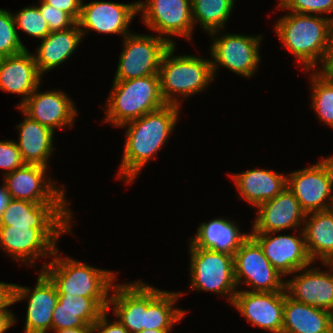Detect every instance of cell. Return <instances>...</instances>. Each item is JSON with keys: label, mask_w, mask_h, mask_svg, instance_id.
<instances>
[{"label": "cell", "mask_w": 333, "mask_h": 333, "mask_svg": "<svg viewBox=\"0 0 333 333\" xmlns=\"http://www.w3.org/2000/svg\"><path fill=\"white\" fill-rule=\"evenodd\" d=\"M180 106L166 104L121 127L126 129L119 179L131 183L140 171L168 141L178 121Z\"/></svg>", "instance_id": "cell-1"}, {"label": "cell", "mask_w": 333, "mask_h": 333, "mask_svg": "<svg viewBox=\"0 0 333 333\" xmlns=\"http://www.w3.org/2000/svg\"><path fill=\"white\" fill-rule=\"evenodd\" d=\"M288 12L274 25L277 36L303 70H319L317 64L323 65L328 55L333 18Z\"/></svg>", "instance_id": "cell-2"}, {"label": "cell", "mask_w": 333, "mask_h": 333, "mask_svg": "<svg viewBox=\"0 0 333 333\" xmlns=\"http://www.w3.org/2000/svg\"><path fill=\"white\" fill-rule=\"evenodd\" d=\"M56 249L49 263L41 271L55 285L58 296L109 298L116 282V274L87 265L71 257L61 258Z\"/></svg>", "instance_id": "cell-3"}, {"label": "cell", "mask_w": 333, "mask_h": 333, "mask_svg": "<svg viewBox=\"0 0 333 333\" xmlns=\"http://www.w3.org/2000/svg\"><path fill=\"white\" fill-rule=\"evenodd\" d=\"M105 106V123L114 126L138 119L166 105L160 90L159 74L136 79L113 81Z\"/></svg>", "instance_id": "cell-4"}, {"label": "cell", "mask_w": 333, "mask_h": 333, "mask_svg": "<svg viewBox=\"0 0 333 333\" xmlns=\"http://www.w3.org/2000/svg\"><path fill=\"white\" fill-rule=\"evenodd\" d=\"M175 47L172 44L164 53L158 74L165 103L180 106L179 97L185 99L201 92L215 79L211 59L194 55L173 56Z\"/></svg>", "instance_id": "cell-5"}, {"label": "cell", "mask_w": 333, "mask_h": 333, "mask_svg": "<svg viewBox=\"0 0 333 333\" xmlns=\"http://www.w3.org/2000/svg\"><path fill=\"white\" fill-rule=\"evenodd\" d=\"M189 248L191 289L228 296V300L232 304L238 291L233 255L199 248L191 241Z\"/></svg>", "instance_id": "cell-6"}, {"label": "cell", "mask_w": 333, "mask_h": 333, "mask_svg": "<svg viewBox=\"0 0 333 333\" xmlns=\"http://www.w3.org/2000/svg\"><path fill=\"white\" fill-rule=\"evenodd\" d=\"M287 188L307 213L333 208V156L287 175Z\"/></svg>", "instance_id": "cell-7"}, {"label": "cell", "mask_w": 333, "mask_h": 333, "mask_svg": "<svg viewBox=\"0 0 333 333\" xmlns=\"http://www.w3.org/2000/svg\"><path fill=\"white\" fill-rule=\"evenodd\" d=\"M113 81H124L158 74L162 57L172 45L159 35L128 34L124 38Z\"/></svg>", "instance_id": "cell-8"}, {"label": "cell", "mask_w": 333, "mask_h": 333, "mask_svg": "<svg viewBox=\"0 0 333 333\" xmlns=\"http://www.w3.org/2000/svg\"><path fill=\"white\" fill-rule=\"evenodd\" d=\"M219 32L221 33L220 30L210 33L213 38L210 54L214 79L221 65L245 78L254 76L261 58L259 47L263 36L221 34L222 37H217Z\"/></svg>", "instance_id": "cell-9"}, {"label": "cell", "mask_w": 333, "mask_h": 333, "mask_svg": "<svg viewBox=\"0 0 333 333\" xmlns=\"http://www.w3.org/2000/svg\"><path fill=\"white\" fill-rule=\"evenodd\" d=\"M236 286L243 282L252 292L284 291L282 276L265 257L260 245L249 235L233 254Z\"/></svg>", "instance_id": "cell-10"}, {"label": "cell", "mask_w": 333, "mask_h": 333, "mask_svg": "<svg viewBox=\"0 0 333 333\" xmlns=\"http://www.w3.org/2000/svg\"><path fill=\"white\" fill-rule=\"evenodd\" d=\"M71 229H36L21 226H0V247L17 262L35 266V260L53 256L57 239ZM51 255V256H50Z\"/></svg>", "instance_id": "cell-11"}, {"label": "cell", "mask_w": 333, "mask_h": 333, "mask_svg": "<svg viewBox=\"0 0 333 333\" xmlns=\"http://www.w3.org/2000/svg\"><path fill=\"white\" fill-rule=\"evenodd\" d=\"M148 28L157 32L160 37L175 44L173 36L193 39L194 29L191 0H146L138 1V13ZM169 37H166V36Z\"/></svg>", "instance_id": "cell-12"}, {"label": "cell", "mask_w": 333, "mask_h": 333, "mask_svg": "<svg viewBox=\"0 0 333 333\" xmlns=\"http://www.w3.org/2000/svg\"><path fill=\"white\" fill-rule=\"evenodd\" d=\"M69 203H33L11 199L0 218V226L36 229H71Z\"/></svg>", "instance_id": "cell-13"}, {"label": "cell", "mask_w": 333, "mask_h": 333, "mask_svg": "<svg viewBox=\"0 0 333 333\" xmlns=\"http://www.w3.org/2000/svg\"><path fill=\"white\" fill-rule=\"evenodd\" d=\"M47 168L24 164L5 175L4 184L11 199L33 203H68L64 187H56L54 181L46 177Z\"/></svg>", "instance_id": "cell-14"}, {"label": "cell", "mask_w": 333, "mask_h": 333, "mask_svg": "<svg viewBox=\"0 0 333 333\" xmlns=\"http://www.w3.org/2000/svg\"><path fill=\"white\" fill-rule=\"evenodd\" d=\"M141 281L129 284H114L109 297V309L118 321L130 332L145 330L147 306L162 292ZM113 305V307H112Z\"/></svg>", "instance_id": "cell-15"}, {"label": "cell", "mask_w": 333, "mask_h": 333, "mask_svg": "<svg viewBox=\"0 0 333 333\" xmlns=\"http://www.w3.org/2000/svg\"><path fill=\"white\" fill-rule=\"evenodd\" d=\"M300 230L302 232L297 237L283 234L274 236L276 232L249 235L260 245L272 266L282 276H288L313 263L306 249L303 230Z\"/></svg>", "instance_id": "cell-16"}, {"label": "cell", "mask_w": 333, "mask_h": 333, "mask_svg": "<svg viewBox=\"0 0 333 333\" xmlns=\"http://www.w3.org/2000/svg\"><path fill=\"white\" fill-rule=\"evenodd\" d=\"M285 290L274 292H252L238 290L232 306L253 326L282 333Z\"/></svg>", "instance_id": "cell-17"}, {"label": "cell", "mask_w": 333, "mask_h": 333, "mask_svg": "<svg viewBox=\"0 0 333 333\" xmlns=\"http://www.w3.org/2000/svg\"><path fill=\"white\" fill-rule=\"evenodd\" d=\"M138 13V2L114 3L106 1H93L82 3L81 15L78 25L82 35L92 30L105 34H120L125 37L130 34L129 24Z\"/></svg>", "instance_id": "cell-18"}, {"label": "cell", "mask_w": 333, "mask_h": 333, "mask_svg": "<svg viewBox=\"0 0 333 333\" xmlns=\"http://www.w3.org/2000/svg\"><path fill=\"white\" fill-rule=\"evenodd\" d=\"M28 299L25 333H48L52 331L53 312L58 301L55 285L42 272H39L34 289L14 287V303ZM48 331V332H47Z\"/></svg>", "instance_id": "cell-19"}, {"label": "cell", "mask_w": 333, "mask_h": 333, "mask_svg": "<svg viewBox=\"0 0 333 333\" xmlns=\"http://www.w3.org/2000/svg\"><path fill=\"white\" fill-rule=\"evenodd\" d=\"M18 109L54 132L57 128L72 126L78 114L75 104L66 93L59 90L40 92L39 86Z\"/></svg>", "instance_id": "cell-20"}, {"label": "cell", "mask_w": 333, "mask_h": 333, "mask_svg": "<svg viewBox=\"0 0 333 333\" xmlns=\"http://www.w3.org/2000/svg\"><path fill=\"white\" fill-rule=\"evenodd\" d=\"M257 208L258 214L255 216L251 233H279L286 229H297L304 224L306 217V212L288 188Z\"/></svg>", "instance_id": "cell-21"}, {"label": "cell", "mask_w": 333, "mask_h": 333, "mask_svg": "<svg viewBox=\"0 0 333 333\" xmlns=\"http://www.w3.org/2000/svg\"><path fill=\"white\" fill-rule=\"evenodd\" d=\"M328 269L326 272L311 266L299 269L297 276L295 272L285 282L287 294L296 301L333 313V272Z\"/></svg>", "instance_id": "cell-22"}, {"label": "cell", "mask_w": 333, "mask_h": 333, "mask_svg": "<svg viewBox=\"0 0 333 333\" xmlns=\"http://www.w3.org/2000/svg\"><path fill=\"white\" fill-rule=\"evenodd\" d=\"M34 54L26 48L21 53L0 58V90L22 96L19 107L41 85Z\"/></svg>", "instance_id": "cell-23"}, {"label": "cell", "mask_w": 333, "mask_h": 333, "mask_svg": "<svg viewBox=\"0 0 333 333\" xmlns=\"http://www.w3.org/2000/svg\"><path fill=\"white\" fill-rule=\"evenodd\" d=\"M109 298L58 296L53 317L52 331L92 327L100 315L108 310Z\"/></svg>", "instance_id": "cell-24"}, {"label": "cell", "mask_w": 333, "mask_h": 333, "mask_svg": "<svg viewBox=\"0 0 333 333\" xmlns=\"http://www.w3.org/2000/svg\"><path fill=\"white\" fill-rule=\"evenodd\" d=\"M240 196L252 208L275 198L287 188V176L268 169H251L230 175Z\"/></svg>", "instance_id": "cell-25"}, {"label": "cell", "mask_w": 333, "mask_h": 333, "mask_svg": "<svg viewBox=\"0 0 333 333\" xmlns=\"http://www.w3.org/2000/svg\"><path fill=\"white\" fill-rule=\"evenodd\" d=\"M333 313L291 298L285 290L282 333H331Z\"/></svg>", "instance_id": "cell-26"}, {"label": "cell", "mask_w": 333, "mask_h": 333, "mask_svg": "<svg viewBox=\"0 0 333 333\" xmlns=\"http://www.w3.org/2000/svg\"><path fill=\"white\" fill-rule=\"evenodd\" d=\"M17 125L19 140L16 141L21 158L25 164H37L47 167V162L55 150L54 131L25 115Z\"/></svg>", "instance_id": "cell-27"}, {"label": "cell", "mask_w": 333, "mask_h": 333, "mask_svg": "<svg viewBox=\"0 0 333 333\" xmlns=\"http://www.w3.org/2000/svg\"><path fill=\"white\" fill-rule=\"evenodd\" d=\"M83 38L78 23L63 31L50 32L37 48L34 55L39 73L51 71L64 63L81 43Z\"/></svg>", "instance_id": "cell-28"}, {"label": "cell", "mask_w": 333, "mask_h": 333, "mask_svg": "<svg viewBox=\"0 0 333 333\" xmlns=\"http://www.w3.org/2000/svg\"><path fill=\"white\" fill-rule=\"evenodd\" d=\"M239 229L234 221L224 219V217L215 218L200 224L197 234L191 239V242L199 248L233 255L249 236V233H242Z\"/></svg>", "instance_id": "cell-29"}, {"label": "cell", "mask_w": 333, "mask_h": 333, "mask_svg": "<svg viewBox=\"0 0 333 333\" xmlns=\"http://www.w3.org/2000/svg\"><path fill=\"white\" fill-rule=\"evenodd\" d=\"M302 230L308 255L326 263L333 257V208L306 214Z\"/></svg>", "instance_id": "cell-30"}, {"label": "cell", "mask_w": 333, "mask_h": 333, "mask_svg": "<svg viewBox=\"0 0 333 333\" xmlns=\"http://www.w3.org/2000/svg\"><path fill=\"white\" fill-rule=\"evenodd\" d=\"M183 293L162 291L146 309L147 329L172 330L175 323H178L185 315V310L174 308L178 298Z\"/></svg>", "instance_id": "cell-31"}, {"label": "cell", "mask_w": 333, "mask_h": 333, "mask_svg": "<svg viewBox=\"0 0 333 333\" xmlns=\"http://www.w3.org/2000/svg\"><path fill=\"white\" fill-rule=\"evenodd\" d=\"M193 24L199 23L209 34L225 29L235 0H191Z\"/></svg>", "instance_id": "cell-32"}, {"label": "cell", "mask_w": 333, "mask_h": 333, "mask_svg": "<svg viewBox=\"0 0 333 333\" xmlns=\"http://www.w3.org/2000/svg\"><path fill=\"white\" fill-rule=\"evenodd\" d=\"M314 71L312 75L310 74L311 106L319 120L333 128V78L326 76L320 70Z\"/></svg>", "instance_id": "cell-33"}, {"label": "cell", "mask_w": 333, "mask_h": 333, "mask_svg": "<svg viewBox=\"0 0 333 333\" xmlns=\"http://www.w3.org/2000/svg\"><path fill=\"white\" fill-rule=\"evenodd\" d=\"M17 30L13 14L0 8V58L21 53L26 49Z\"/></svg>", "instance_id": "cell-34"}, {"label": "cell", "mask_w": 333, "mask_h": 333, "mask_svg": "<svg viewBox=\"0 0 333 333\" xmlns=\"http://www.w3.org/2000/svg\"><path fill=\"white\" fill-rule=\"evenodd\" d=\"M12 14L16 28L28 33V35L44 39L50 33L47 22L43 18L37 5L24 7L19 12Z\"/></svg>", "instance_id": "cell-35"}, {"label": "cell", "mask_w": 333, "mask_h": 333, "mask_svg": "<svg viewBox=\"0 0 333 333\" xmlns=\"http://www.w3.org/2000/svg\"><path fill=\"white\" fill-rule=\"evenodd\" d=\"M278 8L300 14H333V0H280Z\"/></svg>", "instance_id": "cell-36"}, {"label": "cell", "mask_w": 333, "mask_h": 333, "mask_svg": "<svg viewBox=\"0 0 333 333\" xmlns=\"http://www.w3.org/2000/svg\"><path fill=\"white\" fill-rule=\"evenodd\" d=\"M39 10L47 22L50 32L63 31L74 26L77 22L66 12L40 0Z\"/></svg>", "instance_id": "cell-37"}, {"label": "cell", "mask_w": 333, "mask_h": 333, "mask_svg": "<svg viewBox=\"0 0 333 333\" xmlns=\"http://www.w3.org/2000/svg\"><path fill=\"white\" fill-rule=\"evenodd\" d=\"M24 164L16 140H0V168L6 171L3 175L13 172Z\"/></svg>", "instance_id": "cell-38"}, {"label": "cell", "mask_w": 333, "mask_h": 333, "mask_svg": "<svg viewBox=\"0 0 333 333\" xmlns=\"http://www.w3.org/2000/svg\"><path fill=\"white\" fill-rule=\"evenodd\" d=\"M108 310H105L99 319L92 325V332L95 333H130L118 319L113 322L108 321Z\"/></svg>", "instance_id": "cell-39"}, {"label": "cell", "mask_w": 333, "mask_h": 333, "mask_svg": "<svg viewBox=\"0 0 333 333\" xmlns=\"http://www.w3.org/2000/svg\"><path fill=\"white\" fill-rule=\"evenodd\" d=\"M45 4L51 5L59 10L68 13L76 22L81 15L83 0H42Z\"/></svg>", "instance_id": "cell-40"}, {"label": "cell", "mask_w": 333, "mask_h": 333, "mask_svg": "<svg viewBox=\"0 0 333 333\" xmlns=\"http://www.w3.org/2000/svg\"><path fill=\"white\" fill-rule=\"evenodd\" d=\"M14 287L13 283L0 282V313L8 312L14 304Z\"/></svg>", "instance_id": "cell-41"}, {"label": "cell", "mask_w": 333, "mask_h": 333, "mask_svg": "<svg viewBox=\"0 0 333 333\" xmlns=\"http://www.w3.org/2000/svg\"><path fill=\"white\" fill-rule=\"evenodd\" d=\"M319 70L326 76L333 78V26H332L331 40H330L328 55H327L325 63Z\"/></svg>", "instance_id": "cell-42"}, {"label": "cell", "mask_w": 333, "mask_h": 333, "mask_svg": "<svg viewBox=\"0 0 333 333\" xmlns=\"http://www.w3.org/2000/svg\"><path fill=\"white\" fill-rule=\"evenodd\" d=\"M15 322H17L15 315L10 310L0 313V333H5Z\"/></svg>", "instance_id": "cell-43"}, {"label": "cell", "mask_w": 333, "mask_h": 333, "mask_svg": "<svg viewBox=\"0 0 333 333\" xmlns=\"http://www.w3.org/2000/svg\"><path fill=\"white\" fill-rule=\"evenodd\" d=\"M11 200V197L6 190L5 184H3L2 187H0V218L2 216L3 211L9 204V201Z\"/></svg>", "instance_id": "cell-44"}, {"label": "cell", "mask_w": 333, "mask_h": 333, "mask_svg": "<svg viewBox=\"0 0 333 333\" xmlns=\"http://www.w3.org/2000/svg\"><path fill=\"white\" fill-rule=\"evenodd\" d=\"M56 333H93L92 327H80V328H70L55 330Z\"/></svg>", "instance_id": "cell-45"}, {"label": "cell", "mask_w": 333, "mask_h": 333, "mask_svg": "<svg viewBox=\"0 0 333 333\" xmlns=\"http://www.w3.org/2000/svg\"><path fill=\"white\" fill-rule=\"evenodd\" d=\"M172 330H156V329H147V330H142L140 332L136 333H170Z\"/></svg>", "instance_id": "cell-46"}, {"label": "cell", "mask_w": 333, "mask_h": 333, "mask_svg": "<svg viewBox=\"0 0 333 333\" xmlns=\"http://www.w3.org/2000/svg\"><path fill=\"white\" fill-rule=\"evenodd\" d=\"M323 265L329 267L333 272V257L330 260H328L326 263H323Z\"/></svg>", "instance_id": "cell-47"}]
</instances>
